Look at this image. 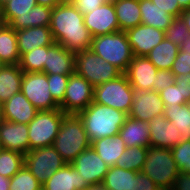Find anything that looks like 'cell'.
<instances>
[{"label":"cell","instance_id":"cell-11","mask_svg":"<svg viewBox=\"0 0 190 190\" xmlns=\"http://www.w3.org/2000/svg\"><path fill=\"white\" fill-rule=\"evenodd\" d=\"M94 87L75 72L69 75L64 100L59 105L65 114H78L93 102Z\"/></svg>","mask_w":190,"mask_h":190},{"label":"cell","instance_id":"cell-18","mask_svg":"<svg viewBox=\"0 0 190 190\" xmlns=\"http://www.w3.org/2000/svg\"><path fill=\"white\" fill-rule=\"evenodd\" d=\"M0 147L26 154L30 151L28 125L6 120L0 122Z\"/></svg>","mask_w":190,"mask_h":190},{"label":"cell","instance_id":"cell-23","mask_svg":"<svg viewBox=\"0 0 190 190\" xmlns=\"http://www.w3.org/2000/svg\"><path fill=\"white\" fill-rule=\"evenodd\" d=\"M118 134L125 142L126 147L139 146L148 148L151 146L148 122L128 116Z\"/></svg>","mask_w":190,"mask_h":190},{"label":"cell","instance_id":"cell-28","mask_svg":"<svg viewBox=\"0 0 190 190\" xmlns=\"http://www.w3.org/2000/svg\"><path fill=\"white\" fill-rule=\"evenodd\" d=\"M52 8L36 4L26 16H17L9 25L15 30L29 27L49 26Z\"/></svg>","mask_w":190,"mask_h":190},{"label":"cell","instance_id":"cell-55","mask_svg":"<svg viewBox=\"0 0 190 190\" xmlns=\"http://www.w3.org/2000/svg\"><path fill=\"white\" fill-rule=\"evenodd\" d=\"M6 25V22L4 20V18L2 17V15H0V31L2 30V28Z\"/></svg>","mask_w":190,"mask_h":190},{"label":"cell","instance_id":"cell-41","mask_svg":"<svg viewBox=\"0 0 190 190\" xmlns=\"http://www.w3.org/2000/svg\"><path fill=\"white\" fill-rule=\"evenodd\" d=\"M159 93L165 107L167 105L173 106L174 104H187V100L184 96H182L180 87H178L175 83L171 86H168L166 89L160 91Z\"/></svg>","mask_w":190,"mask_h":190},{"label":"cell","instance_id":"cell-8","mask_svg":"<svg viewBox=\"0 0 190 190\" xmlns=\"http://www.w3.org/2000/svg\"><path fill=\"white\" fill-rule=\"evenodd\" d=\"M93 101L129 114L133 103V88L123 73L116 79L94 87Z\"/></svg>","mask_w":190,"mask_h":190},{"label":"cell","instance_id":"cell-2","mask_svg":"<svg viewBox=\"0 0 190 190\" xmlns=\"http://www.w3.org/2000/svg\"><path fill=\"white\" fill-rule=\"evenodd\" d=\"M78 115L82 119L90 142L118 135L128 117V114L123 111L94 101Z\"/></svg>","mask_w":190,"mask_h":190},{"label":"cell","instance_id":"cell-49","mask_svg":"<svg viewBox=\"0 0 190 190\" xmlns=\"http://www.w3.org/2000/svg\"><path fill=\"white\" fill-rule=\"evenodd\" d=\"M36 1H37V4L39 5L47 6L53 9L56 5H59L66 0H36Z\"/></svg>","mask_w":190,"mask_h":190},{"label":"cell","instance_id":"cell-39","mask_svg":"<svg viewBox=\"0 0 190 190\" xmlns=\"http://www.w3.org/2000/svg\"><path fill=\"white\" fill-rule=\"evenodd\" d=\"M68 79L69 75L47 74L49 91L52 98L58 105H60L64 100Z\"/></svg>","mask_w":190,"mask_h":190},{"label":"cell","instance_id":"cell-30","mask_svg":"<svg viewBox=\"0 0 190 190\" xmlns=\"http://www.w3.org/2000/svg\"><path fill=\"white\" fill-rule=\"evenodd\" d=\"M0 59L7 65H16L20 61L16 31L7 24L0 31Z\"/></svg>","mask_w":190,"mask_h":190},{"label":"cell","instance_id":"cell-37","mask_svg":"<svg viewBox=\"0 0 190 190\" xmlns=\"http://www.w3.org/2000/svg\"><path fill=\"white\" fill-rule=\"evenodd\" d=\"M9 190H42V184L24 166L10 178Z\"/></svg>","mask_w":190,"mask_h":190},{"label":"cell","instance_id":"cell-6","mask_svg":"<svg viewBox=\"0 0 190 190\" xmlns=\"http://www.w3.org/2000/svg\"><path fill=\"white\" fill-rule=\"evenodd\" d=\"M64 116L60 108L38 111L27 124L30 150L53 146Z\"/></svg>","mask_w":190,"mask_h":190},{"label":"cell","instance_id":"cell-40","mask_svg":"<svg viewBox=\"0 0 190 190\" xmlns=\"http://www.w3.org/2000/svg\"><path fill=\"white\" fill-rule=\"evenodd\" d=\"M171 151L180 172L188 173L190 171V141H181Z\"/></svg>","mask_w":190,"mask_h":190},{"label":"cell","instance_id":"cell-32","mask_svg":"<svg viewBox=\"0 0 190 190\" xmlns=\"http://www.w3.org/2000/svg\"><path fill=\"white\" fill-rule=\"evenodd\" d=\"M136 174L137 172L132 170L109 167L102 184L109 190H132L133 177Z\"/></svg>","mask_w":190,"mask_h":190},{"label":"cell","instance_id":"cell-27","mask_svg":"<svg viewBox=\"0 0 190 190\" xmlns=\"http://www.w3.org/2000/svg\"><path fill=\"white\" fill-rule=\"evenodd\" d=\"M119 31H126L141 23L139 0H114Z\"/></svg>","mask_w":190,"mask_h":190},{"label":"cell","instance_id":"cell-42","mask_svg":"<svg viewBox=\"0 0 190 190\" xmlns=\"http://www.w3.org/2000/svg\"><path fill=\"white\" fill-rule=\"evenodd\" d=\"M175 83V76L171 70H158L156 82L153 83V91L158 93Z\"/></svg>","mask_w":190,"mask_h":190},{"label":"cell","instance_id":"cell-51","mask_svg":"<svg viewBox=\"0 0 190 190\" xmlns=\"http://www.w3.org/2000/svg\"><path fill=\"white\" fill-rule=\"evenodd\" d=\"M10 178L3 177L0 175V190H9Z\"/></svg>","mask_w":190,"mask_h":190},{"label":"cell","instance_id":"cell-22","mask_svg":"<svg viewBox=\"0 0 190 190\" xmlns=\"http://www.w3.org/2000/svg\"><path fill=\"white\" fill-rule=\"evenodd\" d=\"M18 52L20 56L32 49L51 46L54 43L49 26H38L16 31Z\"/></svg>","mask_w":190,"mask_h":190},{"label":"cell","instance_id":"cell-56","mask_svg":"<svg viewBox=\"0 0 190 190\" xmlns=\"http://www.w3.org/2000/svg\"><path fill=\"white\" fill-rule=\"evenodd\" d=\"M3 120H4V117H3V105L0 102V122H2Z\"/></svg>","mask_w":190,"mask_h":190},{"label":"cell","instance_id":"cell-31","mask_svg":"<svg viewBox=\"0 0 190 190\" xmlns=\"http://www.w3.org/2000/svg\"><path fill=\"white\" fill-rule=\"evenodd\" d=\"M164 115L180 131L182 141H190V109L188 105H167L164 109Z\"/></svg>","mask_w":190,"mask_h":190},{"label":"cell","instance_id":"cell-43","mask_svg":"<svg viewBox=\"0 0 190 190\" xmlns=\"http://www.w3.org/2000/svg\"><path fill=\"white\" fill-rule=\"evenodd\" d=\"M171 71L174 76L177 74H187L190 72V53L178 51L177 57L172 65Z\"/></svg>","mask_w":190,"mask_h":190},{"label":"cell","instance_id":"cell-14","mask_svg":"<svg viewBox=\"0 0 190 190\" xmlns=\"http://www.w3.org/2000/svg\"><path fill=\"white\" fill-rule=\"evenodd\" d=\"M70 164L89 185L102 183L109 170L92 147L81 152Z\"/></svg>","mask_w":190,"mask_h":190},{"label":"cell","instance_id":"cell-26","mask_svg":"<svg viewBox=\"0 0 190 190\" xmlns=\"http://www.w3.org/2000/svg\"><path fill=\"white\" fill-rule=\"evenodd\" d=\"M139 9L141 13V23L157 28L165 32L171 25L174 17L164 11L151 0H139Z\"/></svg>","mask_w":190,"mask_h":190},{"label":"cell","instance_id":"cell-54","mask_svg":"<svg viewBox=\"0 0 190 190\" xmlns=\"http://www.w3.org/2000/svg\"><path fill=\"white\" fill-rule=\"evenodd\" d=\"M179 5L183 8H190V0H178Z\"/></svg>","mask_w":190,"mask_h":190},{"label":"cell","instance_id":"cell-44","mask_svg":"<svg viewBox=\"0 0 190 190\" xmlns=\"http://www.w3.org/2000/svg\"><path fill=\"white\" fill-rule=\"evenodd\" d=\"M160 188L142 172H137L133 177L132 190H159Z\"/></svg>","mask_w":190,"mask_h":190},{"label":"cell","instance_id":"cell-10","mask_svg":"<svg viewBox=\"0 0 190 190\" xmlns=\"http://www.w3.org/2000/svg\"><path fill=\"white\" fill-rule=\"evenodd\" d=\"M21 92L38 111L60 108L51 96L47 74L43 72H24Z\"/></svg>","mask_w":190,"mask_h":190},{"label":"cell","instance_id":"cell-52","mask_svg":"<svg viewBox=\"0 0 190 190\" xmlns=\"http://www.w3.org/2000/svg\"><path fill=\"white\" fill-rule=\"evenodd\" d=\"M179 50L181 52H189L190 53V34H189L188 38L184 41V43L179 46Z\"/></svg>","mask_w":190,"mask_h":190},{"label":"cell","instance_id":"cell-50","mask_svg":"<svg viewBox=\"0 0 190 190\" xmlns=\"http://www.w3.org/2000/svg\"><path fill=\"white\" fill-rule=\"evenodd\" d=\"M180 17L183 19L185 22L189 32H190V8H186L183 10L181 13Z\"/></svg>","mask_w":190,"mask_h":190},{"label":"cell","instance_id":"cell-46","mask_svg":"<svg viewBox=\"0 0 190 190\" xmlns=\"http://www.w3.org/2000/svg\"><path fill=\"white\" fill-rule=\"evenodd\" d=\"M83 15L90 13L93 9H97L106 0H69Z\"/></svg>","mask_w":190,"mask_h":190},{"label":"cell","instance_id":"cell-33","mask_svg":"<svg viewBox=\"0 0 190 190\" xmlns=\"http://www.w3.org/2000/svg\"><path fill=\"white\" fill-rule=\"evenodd\" d=\"M148 148L145 147H126L123 154L118 158L115 166L141 172L146 161Z\"/></svg>","mask_w":190,"mask_h":190},{"label":"cell","instance_id":"cell-34","mask_svg":"<svg viewBox=\"0 0 190 190\" xmlns=\"http://www.w3.org/2000/svg\"><path fill=\"white\" fill-rule=\"evenodd\" d=\"M24 166V154L7 149L0 151V175L12 178Z\"/></svg>","mask_w":190,"mask_h":190},{"label":"cell","instance_id":"cell-47","mask_svg":"<svg viewBox=\"0 0 190 190\" xmlns=\"http://www.w3.org/2000/svg\"><path fill=\"white\" fill-rule=\"evenodd\" d=\"M175 84L180 87L182 96L188 101L190 99V72L187 74H177L175 76Z\"/></svg>","mask_w":190,"mask_h":190},{"label":"cell","instance_id":"cell-38","mask_svg":"<svg viewBox=\"0 0 190 190\" xmlns=\"http://www.w3.org/2000/svg\"><path fill=\"white\" fill-rule=\"evenodd\" d=\"M189 34L190 32L181 17H175L165 30V38L177 46L183 44Z\"/></svg>","mask_w":190,"mask_h":190},{"label":"cell","instance_id":"cell-53","mask_svg":"<svg viewBox=\"0 0 190 190\" xmlns=\"http://www.w3.org/2000/svg\"><path fill=\"white\" fill-rule=\"evenodd\" d=\"M84 190H105V187L102 183L100 184H92L86 187Z\"/></svg>","mask_w":190,"mask_h":190},{"label":"cell","instance_id":"cell-19","mask_svg":"<svg viewBox=\"0 0 190 190\" xmlns=\"http://www.w3.org/2000/svg\"><path fill=\"white\" fill-rule=\"evenodd\" d=\"M75 53L59 43H53L47 46L46 62L43 73L71 75L75 72Z\"/></svg>","mask_w":190,"mask_h":190},{"label":"cell","instance_id":"cell-1","mask_svg":"<svg viewBox=\"0 0 190 190\" xmlns=\"http://www.w3.org/2000/svg\"><path fill=\"white\" fill-rule=\"evenodd\" d=\"M50 30L54 42L70 52L77 53L91 47L92 35L84 24V16L69 0L52 9Z\"/></svg>","mask_w":190,"mask_h":190},{"label":"cell","instance_id":"cell-3","mask_svg":"<svg viewBox=\"0 0 190 190\" xmlns=\"http://www.w3.org/2000/svg\"><path fill=\"white\" fill-rule=\"evenodd\" d=\"M53 147L67 164L91 147L82 119L78 114H65Z\"/></svg>","mask_w":190,"mask_h":190},{"label":"cell","instance_id":"cell-36","mask_svg":"<svg viewBox=\"0 0 190 190\" xmlns=\"http://www.w3.org/2000/svg\"><path fill=\"white\" fill-rule=\"evenodd\" d=\"M36 4V0H8L1 7V15L9 25L17 16H26Z\"/></svg>","mask_w":190,"mask_h":190},{"label":"cell","instance_id":"cell-20","mask_svg":"<svg viewBox=\"0 0 190 190\" xmlns=\"http://www.w3.org/2000/svg\"><path fill=\"white\" fill-rule=\"evenodd\" d=\"M2 105L4 120L13 123L28 124L38 112L21 91L13 95Z\"/></svg>","mask_w":190,"mask_h":190},{"label":"cell","instance_id":"cell-29","mask_svg":"<svg viewBox=\"0 0 190 190\" xmlns=\"http://www.w3.org/2000/svg\"><path fill=\"white\" fill-rule=\"evenodd\" d=\"M178 51L179 46L164 38L150 51L147 58L156 66L158 70H171Z\"/></svg>","mask_w":190,"mask_h":190},{"label":"cell","instance_id":"cell-60","mask_svg":"<svg viewBox=\"0 0 190 190\" xmlns=\"http://www.w3.org/2000/svg\"><path fill=\"white\" fill-rule=\"evenodd\" d=\"M3 65H4L3 62H2L1 59H0V67L3 66Z\"/></svg>","mask_w":190,"mask_h":190},{"label":"cell","instance_id":"cell-35","mask_svg":"<svg viewBox=\"0 0 190 190\" xmlns=\"http://www.w3.org/2000/svg\"><path fill=\"white\" fill-rule=\"evenodd\" d=\"M47 46L32 49L20 56L19 66L23 72H43Z\"/></svg>","mask_w":190,"mask_h":190},{"label":"cell","instance_id":"cell-5","mask_svg":"<svg viewBox=\"0 0 190 190\" xmlns=\"http://www.w3.org/2000/svg\"><path fill=\"white\" fill-rule=\"evenodd\" d=\"M160 188H172L180 170L171 149L149 146L141 170Z\"/></svg>","mask_w":190,"mask_h":190},{"label":"cell","instance_id":"cell-7","mask_svg":"<svg viewBox=\"0 0 190 190\" xmlns=\"http://www.w3.org/2000/svg\"><path fill=\"white\" fill-rule=\"evenodd\" d=\"M75 73L85 78L93 87L116 79L123 73L91 49L75 53Z\"/></svg>","mask_w":190,"mask_h":190},{"label":"cell","instance_id":"cell-16","mask_svg":"<svg viewBox=\"0 0 190 190\" xmlns=\"http://www.w3.org/2000/svg\"><path fill=\"white\" fill-rule=\"evenodd\" d=\"M158 69L147 56H133L125 75L132 88L145 91H153V83L156 82Z\"/></svg>","mask_w":190,"mask_h":190},{"label":"cell","instance_id":"cell-12","mask_svg":"<svg viewBox=\"0 0 190 190\" xmlns=\"http://www.w3.org/2000/svg\"><path fill=\"white\" fill-rule=\"evenodd\" d=\"M164 109L165 105L160 93L133 88V103L128 116L149 122L155 116L164 114Z\"/></svg>","mask_w":190,"mask_h":190},{"label":"cell","instance_id":"cell-58","mask_svg":"<svg viewBox=\"0 0 190 190\" xmlns=\"http://www.w3.org/2000/svg\"><path fill=\"white\" fill-rule=\"evenodd\" d=\"M159 190H172V188H162V189H159Z\"/></svg>","mask_w":190,"mask_h":190},{"label":"cell","instance_id":"cell-48","mask_svg":"<svg viewBox=\"0 0 190 190\" xmlns=\"http://www.w3.org/2000/svg\"><path fill=\"white\" fill-rule=\"evenodd\" d=\"M172 190H190V176L180 172L174 181Z\"/></svg>","mask_w":190,"mask_h":190},{"label":"cell","instance_id":"cell-59","mask_svg":"<svg viewBox=\"0 0 190 190\" xmlns=\"http://www.w3.org/2000/svg\"><path fill=\"white\" fill-rule=\"evenodd\" d=\"M187 105H188V107L190 109V99L187 101Z\"/></svg>","mask_w":190,"mask_h":190},{"label":"cell","instance_id":"cell-9","mask_svg":"<svg viewBox=\"0 0 190 190\" xmlns=\"http://www.w3.org/2000/svg\"><path fill=\"white\" fill-rule=\"evenodd\" d=\"M24 164L43 185L66 162L53 146L30 150L24 155Z\"/></svg>","mask_w":190,"mask_h":190},{"label":"cell","instance_id":"cell-45","mask_svg":"<svg viewBox=\"0 0 190 190\" xmlns=\"http://www.w3.org/2000/svg\"><path fill=\"white\" fill-rule=\"evenodd\" d=\"M158 7L168 12L170 15L175 17H180L183 12V8L179 5L178 0H151Z\"/></svg>","mask_w":190,"mask_h":190},{"label":"cell","instance_id":"cell-15","mask_svg":"<svg viewBox=\"0 0 190 190\" xmlns=\"http://www.w3.org/2000/svg\"><path fill=\"white\" fill-rule=\"evenodd\" d=\"M134 56H147L164 38L165 32L140 24L125 31Z\"/></svg>","mask_w":190,"mask_h":190},{"label":"cell","instance_id":"cell-25","mask_svg":"<svg viewBox=\"0 0 190 190\" xmlns=\"http://www.w3.org/2000/svg\"><path fill=\"white\" fill-rule=\"evenodd\" d=\"M91 147L109 167H113L118 158L123 154L126 145L118 134L113 137L95 140L91 142Z\"/></svg>","mask_w":190,"mask_h":190},{"label":"cell","instance_id":"cell-13","mask_svg":"<svg viewBox=\"0 0 190 190\" xmlns=\"http://www.w3.org/2000/svg\"><path fill=\"white\" fill-rule=\"evenodd\" d=\"M84 16V24L92 37L112 34L119 31V24L113 2L107 1Z\"/></svg>","mask_w":190,"mask_h":190},{"label":"cell","instance_id":"cell-4","mask_svg":"<svg viewBox=\"0 0 190 190\" xmlns=\"http://www.w3.org/2000/svg\"><path fill=\"white\" fill-rule=\"evenodd\" d=\"M90 49L122 73H125L134 56L125 31L92 37Z\"/></svg>","mask_w":190,"mask_h":190},{"label":"cell","instance_id":"cell-24","mask_svg":"<svg viewBox=\"0 0 190 190\" xmlns=\"http://www.w3.org/2000/svg\"><path fill=\"white\" fill-rule=\"evenodd\" d=\"M23 74L19 64H4L0 67V102L2 104L21 91Z\"/></svg>","mask_w":190,"mask_h":190},{"label":"cell","instance_id":"cell-21","mask_svg":"<svg viewBox=\"0 0 190 190\" xmlns=\"http://www.w3.org/2000/svg\"><path fill=\"white\" fill-rule=\"evenodd\" d=\"M88 182L71 164H65L42 185V190H84Z\"/></svg>","mask_w":190,"mask_h":190},{"label":"cell","instance_id":"cell-57","mask_svg":"<svg viewBox=\"0 0 190 190\" xmlns=\"http://www.w3.org/2000/svg\"><path fill=\"white\" fill-rule=\"evenodd\" d=\"M8 0H0V7H2Z\"/></svg>","mask_w":190,"mask_h":190},{"label":"cell","instance_id":"cell-17","mask_svg":"<svg viewBox=\"0 0 190 190\" xmlns=\"http://www.w3.org/2000/svg\"><path fill=\"white\" fill-rule=\"evenodd\" d=\"M148 125L150 143L153 147L172 149L182 141L180 131L165 118L164 114L155 116Z\"/></svg>","mask_w":190,"mask_h":190}]
</instances>
